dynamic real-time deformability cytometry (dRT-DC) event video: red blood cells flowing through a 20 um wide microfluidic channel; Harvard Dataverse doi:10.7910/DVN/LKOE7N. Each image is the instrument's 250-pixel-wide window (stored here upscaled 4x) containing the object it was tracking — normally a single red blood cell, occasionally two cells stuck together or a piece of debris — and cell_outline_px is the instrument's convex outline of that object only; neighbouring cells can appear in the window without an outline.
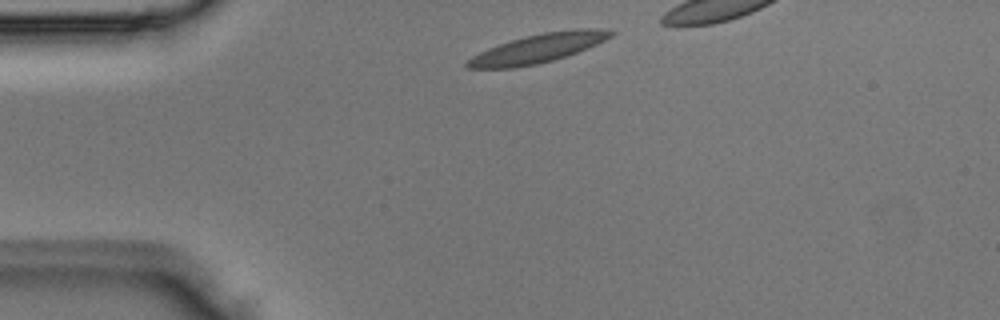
{"species": "Egyptian fruit bat (a non-hibernating species)", "species_latin": "Rousettus aegyptiacus", "temperature_condition": "room temperature", "stored_images_in_passage": 3, "camera_frame_rate_fps": 3000, "um_per_image_px": 0.085, "animal": {"sex": "male"}, "frame": {"image": 1, "passage_image": 1, "time_ms": 0.0, "image_size_px": [1000, 320], "cell_outline_px": [[616, 32], [612, 36], [588, 48], [552, 60], [536, 64], [516, 68], [468, 68], [464, 64], [472, 56], [488, 48], [524, 36], [544, 32], [572, 28], [604, 28]], "centroid_in_image_um": [45.76, 4.09], "position_along_channel_um": 39.2, "area_um2": 24.04}}